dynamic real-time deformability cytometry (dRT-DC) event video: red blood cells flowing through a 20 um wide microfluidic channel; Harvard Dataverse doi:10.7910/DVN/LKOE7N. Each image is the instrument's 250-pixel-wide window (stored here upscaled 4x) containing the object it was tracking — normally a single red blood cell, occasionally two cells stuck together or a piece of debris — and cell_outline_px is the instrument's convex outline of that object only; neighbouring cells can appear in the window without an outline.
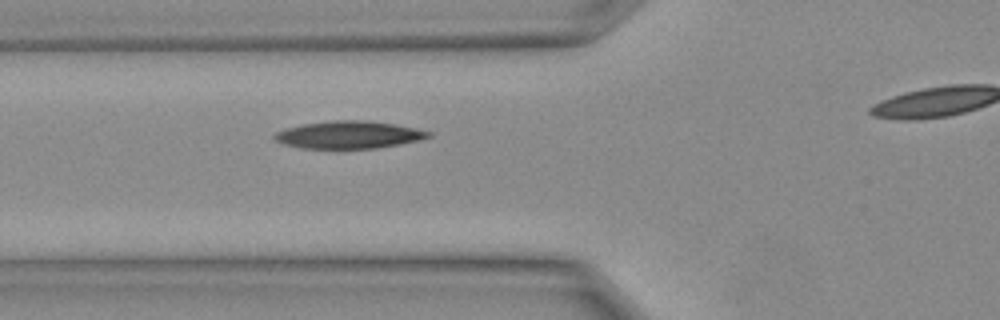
{"species": "Egyptian fruit bat (a non-hibernating species)", "species_latin": "Rousettus aegyptiacus", "temperature_condition": "warm", "stored_images_in_passage": 3, "segment_of_instrument_passage": [1, 2], "camera_frame_rate_fps": 3000, "um_per_image_px": 0.085, "animal": {"sex": "female"}, "frame": {"image": 1, "passage_image": 2, "time_ms": 0.333, "image_size_px": [1000, 320], "cell_outline_px": [[432, 136], [400, 144], [376, 148], [300, 148], [284, 144], [276, 140], [272, 136], [276, 132], [288, 128], [304, 124], [332, 120], [368, 120], [392, 124], [432, 132]], "centroid_in_image_um": [29.62, 11.45], "position_along_channel_um": 96.2, "area_um2": 24.28}}